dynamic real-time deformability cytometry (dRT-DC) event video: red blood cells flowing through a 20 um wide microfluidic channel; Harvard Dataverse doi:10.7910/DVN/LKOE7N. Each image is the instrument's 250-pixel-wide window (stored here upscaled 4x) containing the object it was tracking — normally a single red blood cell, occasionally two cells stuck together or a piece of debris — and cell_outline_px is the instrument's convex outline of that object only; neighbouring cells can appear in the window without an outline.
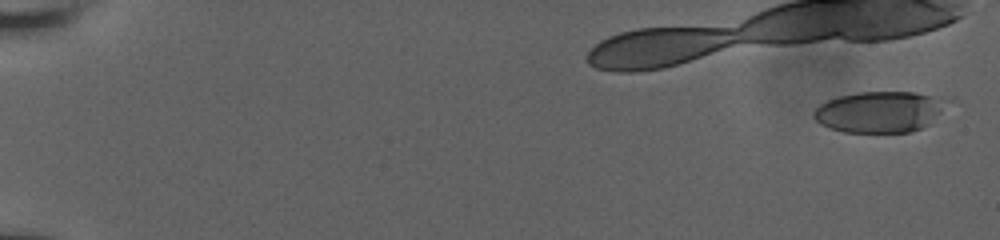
{"species": "human", "species_latin": "Homo sapiens", "temperature_condition": "room temperature", "stored_images_in_passage": 25, "camera_frame_rate_fps": 3000, "um_per_image_px": 0.085, "donor": {"sex": "male"}, "frame": {"image": 1, "passage_image": 1, "time_ms": 0.0, "image_size_px": [1000, 240], "cell_outline_px": [[952, 100], [928, 124], [912, 132], [844, 132], [828, 128], [820, 124], [812, 116], [812, 112], [820, 104], [836, 96], [860, 92], [916, 92], [952, 96]], "centroid_in_image_um": [74.83, 9.48], "position_along_channel_um": 10.2, "area_um2": 32.54}}